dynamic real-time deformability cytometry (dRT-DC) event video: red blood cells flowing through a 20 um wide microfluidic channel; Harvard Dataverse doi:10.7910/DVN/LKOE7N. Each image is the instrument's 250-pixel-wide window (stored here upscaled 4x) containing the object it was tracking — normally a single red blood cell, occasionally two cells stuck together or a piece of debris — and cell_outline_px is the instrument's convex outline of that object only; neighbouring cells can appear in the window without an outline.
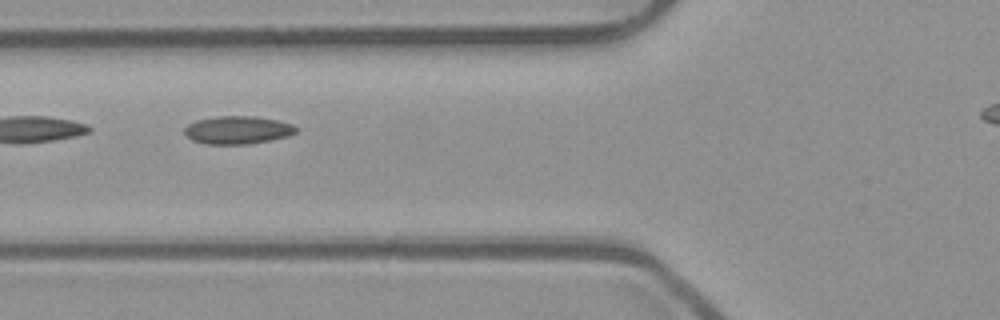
{"species": "common noctule bat (a hibernating species)", "species_latin": "Nyctalus noctula", "temperature_condition": "room temperature", "stored_images_in_passage": 13, "camera_frame_rate_fps": 3000, "um_per_image_px": 0.085, "animal": {"sex": "male", "body_mass_g": 23.1, "forearm_length_mm": 52.7}, "frame": {"image": 1, "passage_image": 4, "time_ms": 1.0, "image_size_px": [1000, 320], "cell_outline_px": [[296, 132], [288, 136], [248, 144], [204, 144], [192, 140], [184, 132], [184, 128], [188, 124], [196, 120], [216, 116], [256, 116], [276, 120], [292, 124], [296, 128]], "centroid_in_image_um": [20.16, 11.04], "position_along_channel_um": 105.6, "area_um2": 18.09}}